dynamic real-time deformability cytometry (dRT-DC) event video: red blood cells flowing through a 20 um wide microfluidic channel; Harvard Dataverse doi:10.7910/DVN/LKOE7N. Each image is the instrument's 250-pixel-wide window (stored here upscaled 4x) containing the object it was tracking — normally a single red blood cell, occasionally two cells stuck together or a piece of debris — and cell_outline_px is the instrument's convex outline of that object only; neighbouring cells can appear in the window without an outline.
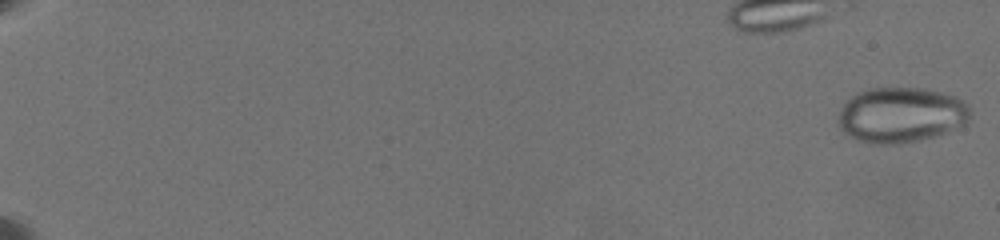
{"species": "common noctule bat (a hibernating species)", "species_latin": "Nyctalus noctula", "temperature_condition": "warm", "stored_images_in_passage": 20, "camera_frame_rate_fps": 3000, "um_per_image_px": 0.085, "animal": {"sex": "female", "body_mass_g": 19.5, "forearm_length_mm": 54.1}, "frame": {"image": 1, "passage_image": 1, "time_ms": 0.0, "image_size_px": [1000, 240], "cell_outline_px": [[972, 116], [968, 124], [936, 136], [920, 140], [900, 144], [876, 144], [856, 140], [848, 136], [836, 124], [836, 116], [840, 108], [856, 92], [868, 88], [924, 88], [940, 92], [952, 96], [968, 104], [972, 108]], "centroid_in_image_um": [76.58, 9.78], "position_along_channel_um": 8.4, "area_um2": 43.35}}